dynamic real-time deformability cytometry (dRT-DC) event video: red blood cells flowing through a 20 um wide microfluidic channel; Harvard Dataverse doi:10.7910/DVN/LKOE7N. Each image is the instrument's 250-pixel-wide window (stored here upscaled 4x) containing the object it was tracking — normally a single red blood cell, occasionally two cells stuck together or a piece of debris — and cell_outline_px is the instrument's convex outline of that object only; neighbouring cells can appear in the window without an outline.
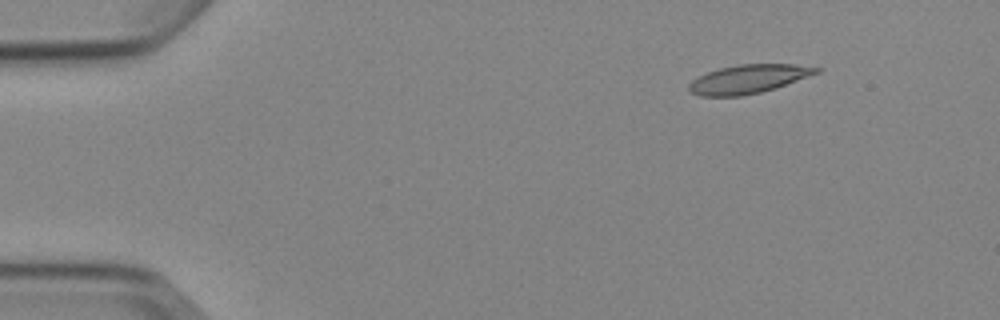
{"species": "Egyptian fruit bat (a non-hibernating species)", "species_latin": "Rousettus aegyptiacus", "temperature_condition": "cold", "stored_images_in_passage": 8, "camera_frame_rate_fps": 3000, "um_per_image_px": 0.085, "animal": {"sex": "female"}, "frame": {"image": 1, "passage_image": 2, "time_ms": 1.333, "image_size_px": [1000, 320], "cell_outline_px": [[824, 68], [820, 72], [776, 88], [760, 92], [740, 96], [700, 96], [688, 92], [688, 84], [692, 80], [708, 72], [720, 68], [740, 64], [796, 64]], "centroid_in_image_um": [63.63, 6.72], "position_along_channel_um": 21.4, "area_um2": 21.33}}
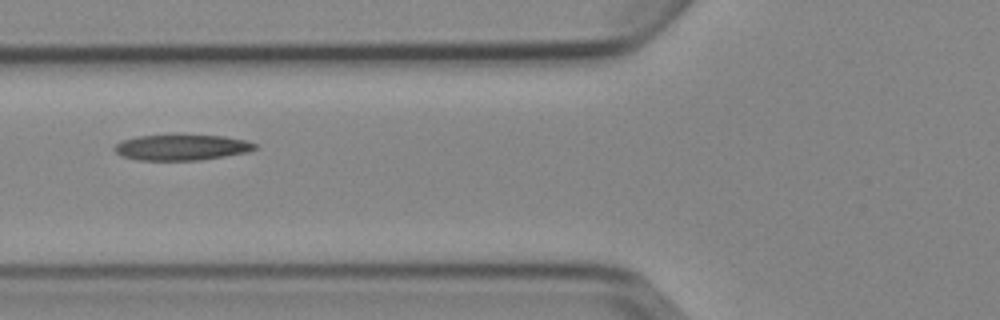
{"frame": {"image": 2, "passage_image": 6, "time_ms": 6.0, "image_size_px": [1000, 320], "cell_outline_px": [[260, 148], [248, 152], [200, 160], [136, 160], [120, 156], [112, 148], [116, 144], [124, 140], [136, 136], [224, 136], [248, 140], [256, 144]], "centroid_in_image_um": [15.46, 12.54], "position_along_channel_um": 110.3, "area_um2": 20.92}}
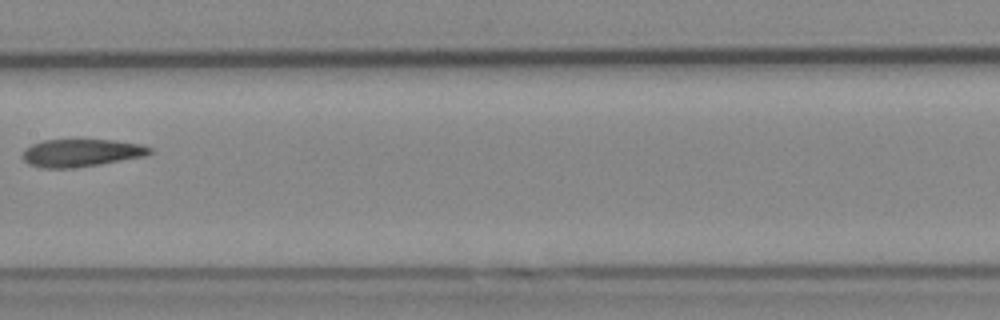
{"frame": {"image": 3, "passage_image": 8, "time_ms": 8.333, "image_size_px": [1000, 320], "cell_outline_px": [[152, 152], [148, 156], [100, 164], [72, 168], [40, 168], [28, 164], [20, 156], [24, 148], [32, 144], [44, 140], [116, 140], [140, 144], [152, 148]], "centroid_in_image_um": [6.89, 13.0], "position_along_channel_um": 200.5, "area_um2": 20.75}}